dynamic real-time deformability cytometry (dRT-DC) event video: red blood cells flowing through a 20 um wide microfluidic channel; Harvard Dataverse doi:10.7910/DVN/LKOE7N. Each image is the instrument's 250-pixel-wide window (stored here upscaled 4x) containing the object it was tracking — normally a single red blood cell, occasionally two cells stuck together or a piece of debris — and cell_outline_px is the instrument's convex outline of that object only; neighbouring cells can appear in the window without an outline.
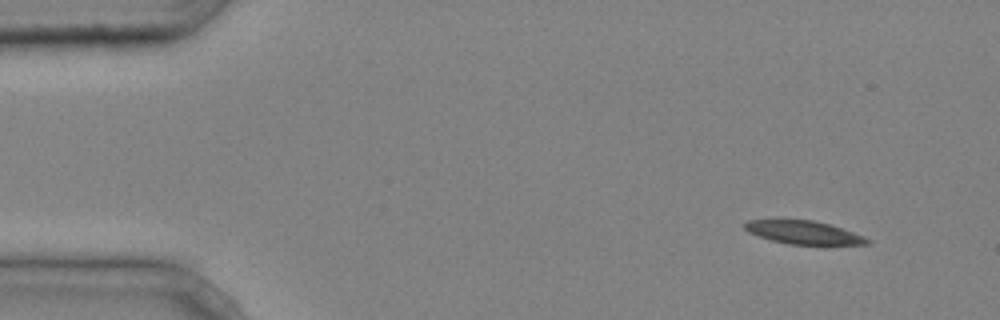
{"species": "common noctule bat (a hibernating species)", "species_latin": "Nyctalus noctula", "temperature_condition": "cold", "stored_images_in_passage": 42, "camera_frame_rate_fps": 3000, "um_per_image_px": 0.085, "animal": {"sex": "male", "body_mass_g": 20.4}, "frame": {"image": 1, "passage_image": 1, "time_ms": 0.0, "image_size_px": [1000, 320], "cell_outline_px": [[872, 244], [824, 248], [788, 244], [772, 240], [748, 232], [744, 228], [744, 224], [748, 220], [776, 216], [812, 220], [828, 224], [864, 236], [872, 240]], "centroid_in_image_um": [68.35, 19.77], "position_along_channel_um": 16.7, "area_um2": 18.38}}
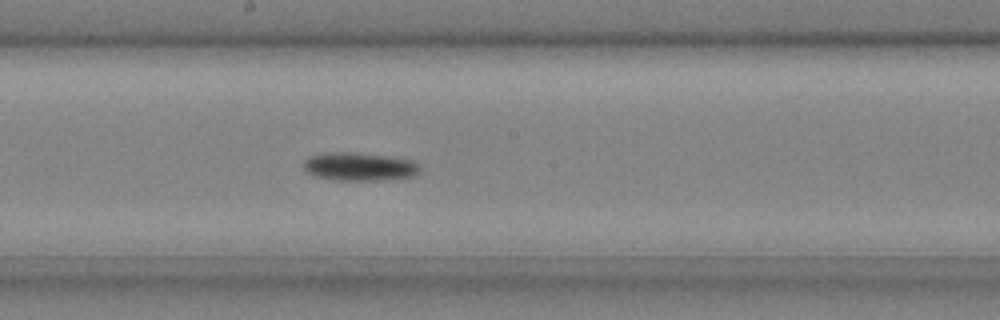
{"frame": {"image": 2, "passage_image": 22, "time_ms": 7.0, "image_size_px": [1000, 320], "cell_outline_px": [[420, 172], [416, 176], [396, 180], [336, 180], [312, 176], [304, 168], [304, 160], [308, 156], [328, 152], [356, 152], [388, 156], [412, 160], [420, 164]], "centroid_in_image_um": [30.6, 14.17], "position_along_channel_um": 217.6, "area_um2": 19.65}}
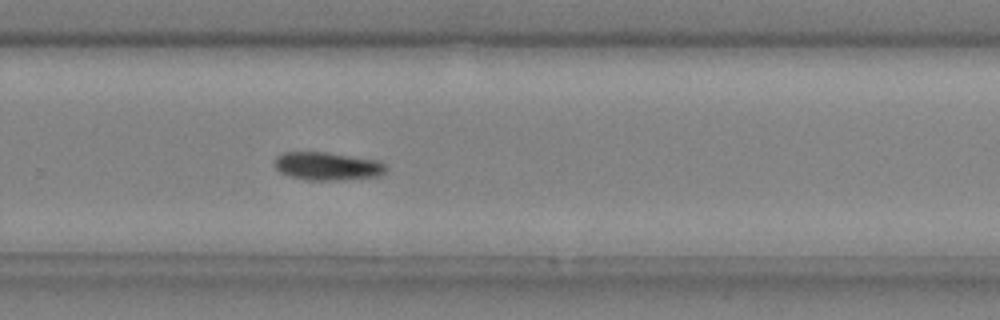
{"frame": {"image": 3, "passage_image": 28, "time_ms": 9.0, "image_size_px": [1000, 320], "cell_outline_px": [[388, 168], [380, 176], [340, 180], [308, 180], [288, 176], [280, 172], [276, 168], [276, 156], [284, 152], [328, 152], [380, 160]], "centroid_in_image_um": [27.86, 14.12], "position_along_channel_um": 301.9, "area_um2": 18.38}, "authors_computed_cell_mechanics": {"area_um2": 18.3226, "velocity_mm_per_s": 4.2219, "shape_relaxation_time_tau1_ms": 2.0752, "shape_relaxation_time_tau2_ms": null, "deformation_change_tau1": 0.0711, "deformation_change_tau2": null}}